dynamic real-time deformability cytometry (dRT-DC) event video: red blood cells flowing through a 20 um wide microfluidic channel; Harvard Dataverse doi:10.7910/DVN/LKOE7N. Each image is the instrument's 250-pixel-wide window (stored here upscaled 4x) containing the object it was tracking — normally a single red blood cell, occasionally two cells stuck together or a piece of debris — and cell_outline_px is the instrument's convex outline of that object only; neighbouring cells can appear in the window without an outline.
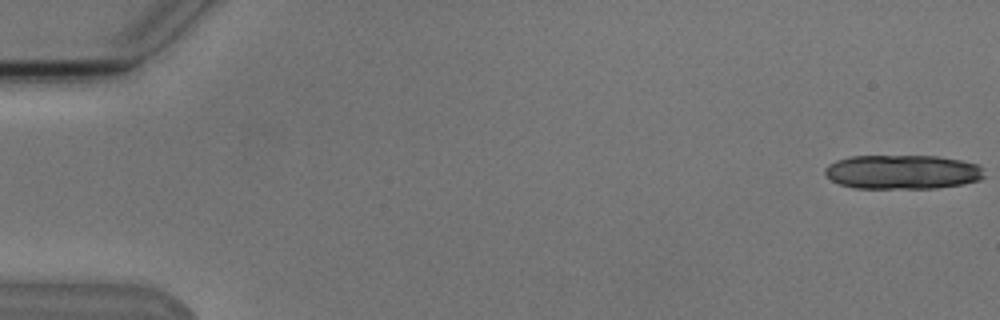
{"species": "Egyptian fruit bat (a non-hibernating species)", "species_latin": "Rousettus aegyptiacus", "temperature_condition": "cold", "stored_images_in_passage": 10, "camera_frame_rate_fps": 3000, "um_per_image_px": 0.085, "animal": {"sex": "male"}, "frame": {"image": 1, "passage_image": 1, "time_ms": 0.0, "image_size_px": [1000, 320], "cell_outline_px": [[984, 176], [980, 180], [964, 184], [936, 188], [856, 188], [840, 184], [832, 180], [824, 172], [824, 168], [828, 164], [836, 160], [848, 156], [936, 156], [960, 160], [980, 164]], "centroid_in_image_um": [76.71, 14.61], "position_along_channel_um": 8.3, "area_um2": 31.91}}
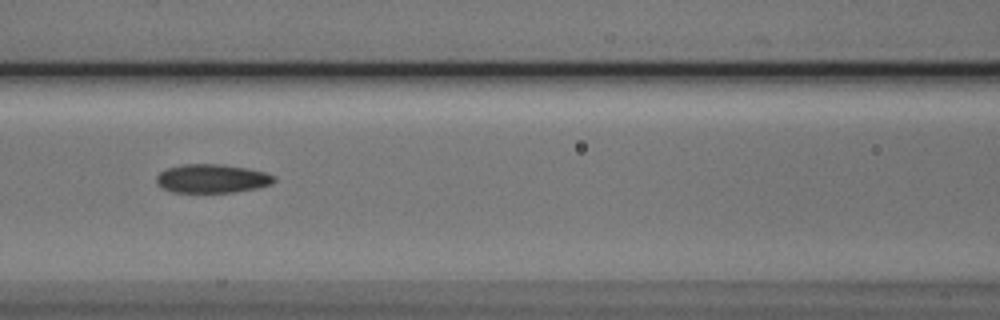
{"frame": {"image": 2, "passage_image": 7, "time_ms": 8.0, "image_size_px": [1000, 320], "cell_outline_px": [[276, 180], [272, 184], [256, 188], [232, 192], [172, 192], [156, 184], [156, 176], [160, 172], [168, 168], [180, 164], [224, 164], [248, 168], [264, 172], [276, 176]], "centroid_in_image_um": [18.03, 15.17], "position_along_channel_um": 148.6, "area_um2": 19.77}}
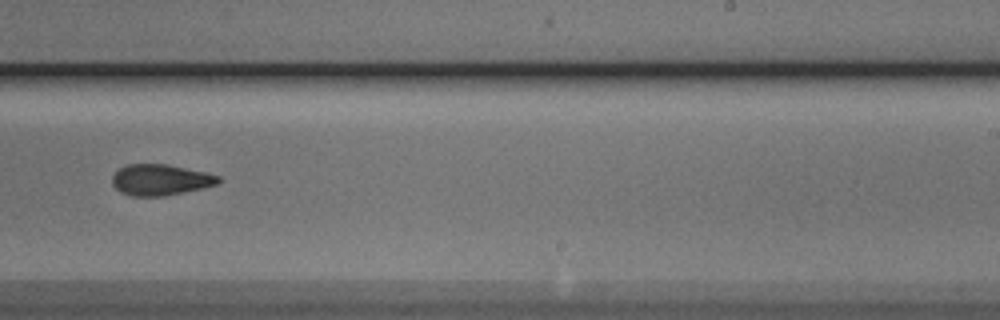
{"frame": {"image": 3, "passage_image": 10, "time_ms": 11.333, "image_size_px": [1000, 320], "cell_outline_px": [[220, 180], [216, 184], [184, 192], [164, 196], [132, 196], [120, 192], [112, 184], [112, 176], [120, 168], [128, 164], [168, 164], [204, 172], [220, 176]], "centroid_in_image_um": [13.6, 15.28], "position_along_channel_um": 275.4, "area_um2": 19.02}}